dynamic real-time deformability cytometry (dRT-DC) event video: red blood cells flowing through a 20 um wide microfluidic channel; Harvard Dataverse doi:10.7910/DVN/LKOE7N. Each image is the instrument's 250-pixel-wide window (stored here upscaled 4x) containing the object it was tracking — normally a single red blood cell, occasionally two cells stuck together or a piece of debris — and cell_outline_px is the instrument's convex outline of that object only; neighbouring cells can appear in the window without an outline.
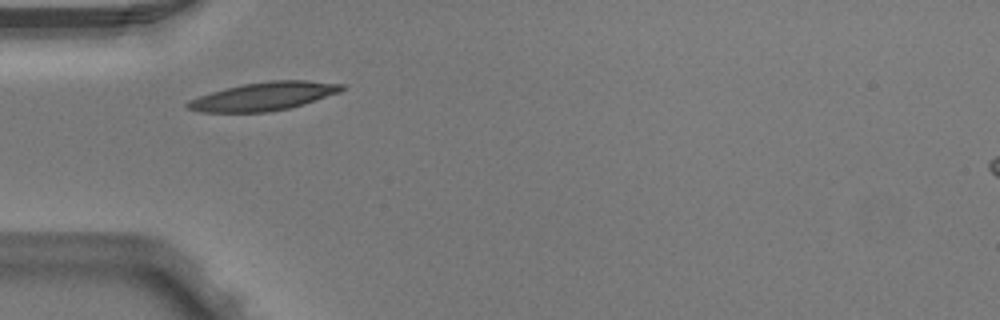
{"species": "Egyptian fruit bat (a non-hibernating species)", "species_latin": "Rousettus aegyptiacus", "temperature_condition": "warm", "stored_images_in_passage": 3, "camera_frame_rate_fps": 3000, "um_per_image_px": 0.085, "animal": {"sex": "male"}, "frame": {"image": 1, "passage_image": 1, "time_ms": 0.0, "image_size_px": [1000, 320], "cell_outline_px": [[344, 88], [340, 92], [304, 104], [288, 108], [268, 112], [200, 112], [188, 108], [184, 104], [188, 100], [212, 92], [244, 84], [272, 80], [308, 80], [344, 84]], "centroid_in_image_um": [22.43, 8.19], "position_along_channel_um": 62.6, "area_um2": 25.2}}
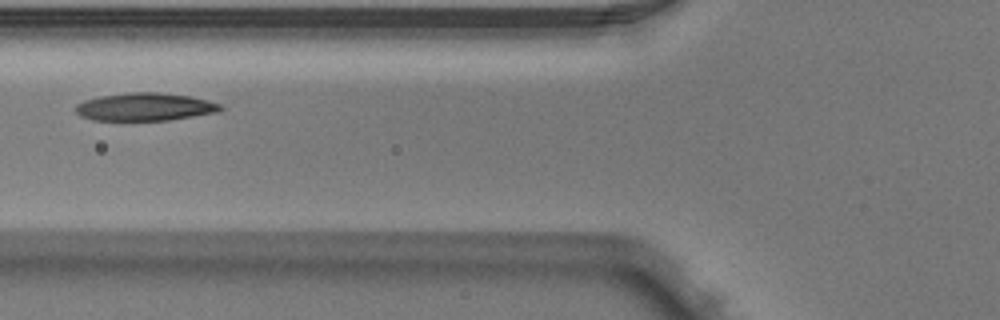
{"frame": {"image": 2, "passage_image": 2, "time_ms": 0.333, "image_size_px": [1000, 320], "cell_outline_px": [[224, 108], [220, 112], [168, 120], [92, 120], [80, 116], [76, 112], [76, 104], [84, 100], [100, 96], [128, 92], [156, 92], [192, 96], [208, 100], [220, 104]], "centroid_in_image_um": [12.34, 9.08], "position_along_channel_um": 113.5, "area_um2": 23.64}}
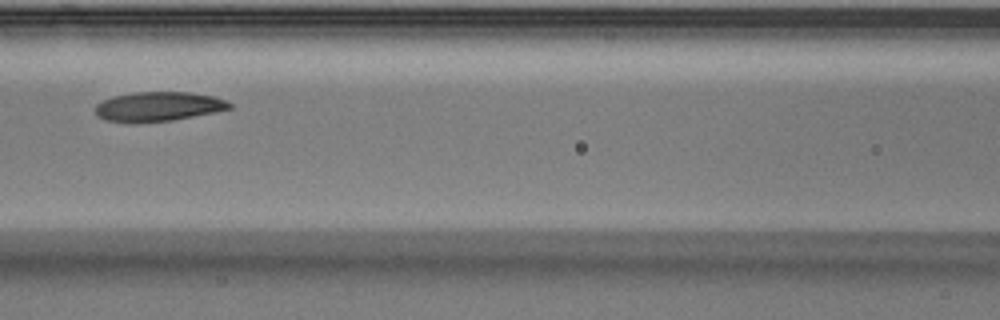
{"frame": {"image": 3, "passage_image": 3, "time_ms": 0.667, "image_size_px": [1000, 320], "cell_outline_px": [[232, 108], [216, 112], [172, 120], [136, 124], [104, 120], [96, 116], [96, 104], [112, 96], [132, 92], [188, 92], [212, 96], [224, 100], [232, 104]], "centroid_in_image_um": [13.41, 9.07], "position_along_channel_um": 153.2, "area_um2": 23.29}}